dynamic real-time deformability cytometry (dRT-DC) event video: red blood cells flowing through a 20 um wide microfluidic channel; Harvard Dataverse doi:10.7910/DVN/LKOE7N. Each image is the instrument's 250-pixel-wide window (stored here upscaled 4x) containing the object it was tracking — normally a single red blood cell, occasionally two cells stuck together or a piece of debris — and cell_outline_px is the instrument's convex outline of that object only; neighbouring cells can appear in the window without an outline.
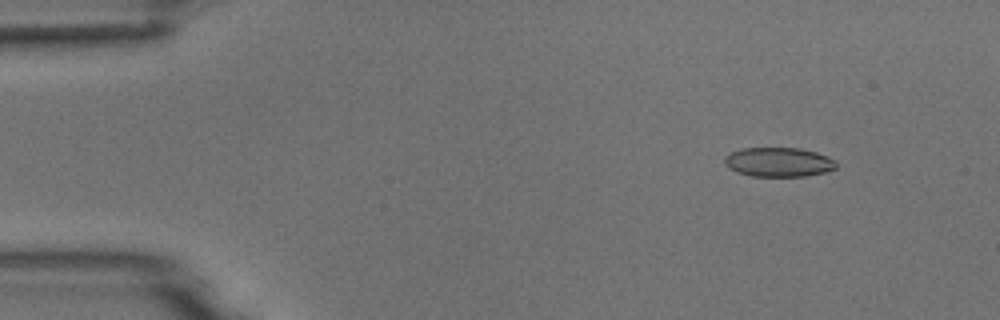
{"species": "common noctule bat (a hibernating species)", "species_latin": "Nyctalus noctula", "temperature_condition": "room temperature", "stored_images_in_passage": 5, "camera_frame_rate_fps": 3000, "um_per_image_px": 0.085, "animal": {"sex": "male", "body_mass_g": 18.8}, "frame": {"image": 1, "passage_image": 2, "time_ms": 1.0, "image_size_px": [1000, 320], "cell_outline_px": [[836, 168], [824, 172], [804, 176], [752, 176], [736, 172], [728, 168], [724, 164], [724, 160], [732, 152], [740, 148], [800, 148], [816, 152], [828, 156], [836, 160]], "centroid_in_image_um": [66.19, 13.77], "position_along_channel_um": 18.8, "area_um2": 19.07}}
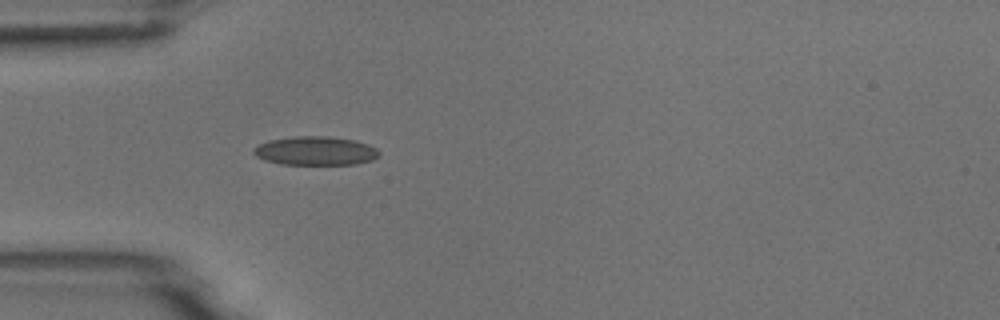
{"frame": {"image": 2, "passage_image": 5, "time_ms": 4.333, "image_size_px": [1000, 320], "cell_outline_px": [[380, 156], [372, 160], [356, 164], [280, 164], [264, 160], [256, 156], [252, 152], [252, 148], [268, 140], [292, 136], [328, 136], [356, 140], [368, 144], [376, 148], [380, 152]], "centroid_in_image_um": [26.81, 12.81], "position_along_channel_um": 58.2, "area_um2": 21.27}}